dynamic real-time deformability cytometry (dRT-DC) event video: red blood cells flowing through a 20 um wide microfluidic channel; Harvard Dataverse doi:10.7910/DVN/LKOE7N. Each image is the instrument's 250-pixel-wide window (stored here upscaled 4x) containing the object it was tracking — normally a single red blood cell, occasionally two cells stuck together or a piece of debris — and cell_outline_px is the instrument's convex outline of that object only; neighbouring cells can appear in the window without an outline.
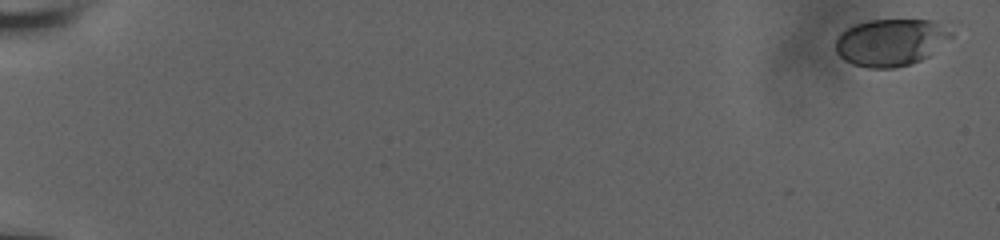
{"species": "human", "species_latin": "Homo sapiens", "temperature_condition": "room temperature", "stored_images_in_passage": 56, "camera_frame_rate_fps": 3000, "um_per_image_px": 0.085, "donor": {"sex": "male"}, "frame": {"image": 1, "passage_image": 1, "time_ms": 0.0, "image_size_px": [1000, 240], "cell_outline_px": [[952, 36], [928, 56], [920, 60], [908, 64], [892, 68], [868, 68], [852, 64], [844, 60], [836, 52], [836, 40], [840, 32], [856, 24], [872, 20], [936, 20], [952, 32]], "centroid_in_image_um": [75.69, 3.59], "position_along_channel_um": 9.3, "area_um2": 31.5}}
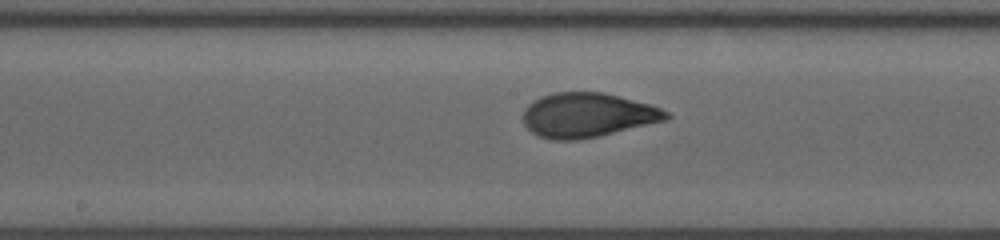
{"frame": {"image": 2, "passage_image": 32, "time_ms": 10.333, "image_size_px": [1000, 240], "cell_outline_px": [[672, 116], [668, 120], [580, 140], [552, 140], [540, 136], [532, 132], [524, 124], [524, 108], [528, 104], [544, 96], [556, 92], [604, 92], [648, 104], [660, 108], [668, 112]], "centroid_in_image_um": [49.96, 9.79], "position_along_channel_um": 198.2, "area_um2": 36.82}}
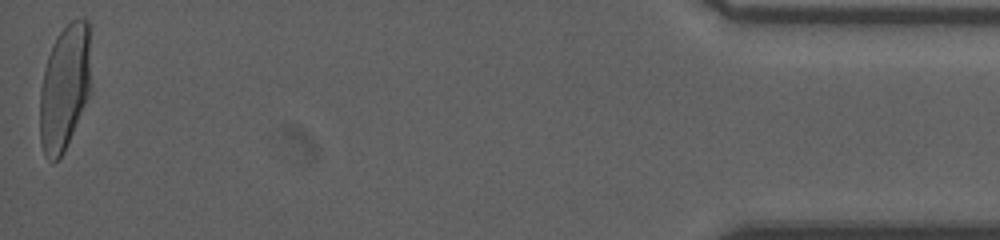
{"frame": {"image": 3, "passage_image": 56, "time_ms": 18.333, "image_size_px": [1000, 240], "cell_outline_px": [[92, 92], [64, 152], [52, 164], [44, 156], [40, 144], [40, 88], [44, 68], [52, 44], [56, 36], [72, 20], [88, 20], [92, 88]], "centroid_in_image_um": [5.51, 7.48], "position_along_channel_um": 429.7, "area_um2": 38.21}, "authors_computed_cell_mechanics": {"area_um2": 36.0672, "velocity_mm_per_s": 3.9204, "shape_relaxation_time_tau1_ms": 2.9666, "shape_relaxation_time_tau2_ms": null, "deformation_change_tau1": 0.165, "deformation_change_tau2": null}}